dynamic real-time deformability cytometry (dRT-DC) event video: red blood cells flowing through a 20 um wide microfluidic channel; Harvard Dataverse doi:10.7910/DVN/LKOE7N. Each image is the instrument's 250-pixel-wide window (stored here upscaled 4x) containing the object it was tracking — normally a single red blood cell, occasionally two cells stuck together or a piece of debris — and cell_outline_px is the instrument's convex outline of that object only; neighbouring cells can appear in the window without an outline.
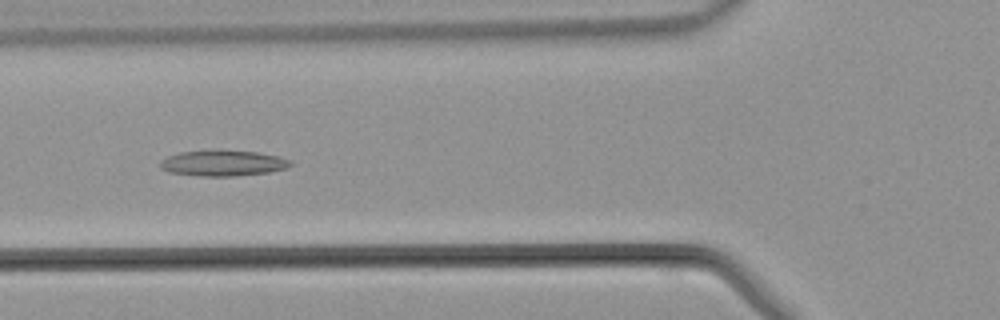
{"species": "common noctule bat (a hibernating species)", "species_latin": "Nyctalus noctula", "temperature_condition": "warm", "stored_images_in_passage": 36, "camera_frame_rate_fps": 3000, "um_per_image_px": 0.085, "animal": {"sex": "male", "body_mass_g": 21.5, "forearm_length_mm": 52.0}, "frame": {"image": 1, "passage_image": 7, "time_ms": 2.0, "image_size_px": [1000, 320], "cell_outline_px": [[292, 164], [288, 168], [268, 172], [236, 176], [200, 176], [168, 172], [160, 168], [160, 160], [168, 156], [180, 152], [216, 148], [220, 148], [256, 152], [280, 156], [292, 160]], "centroid_in_image_um": [18.95, 13.84], "position_along_channel_um": 106.8, "area_um2": 20.23}}
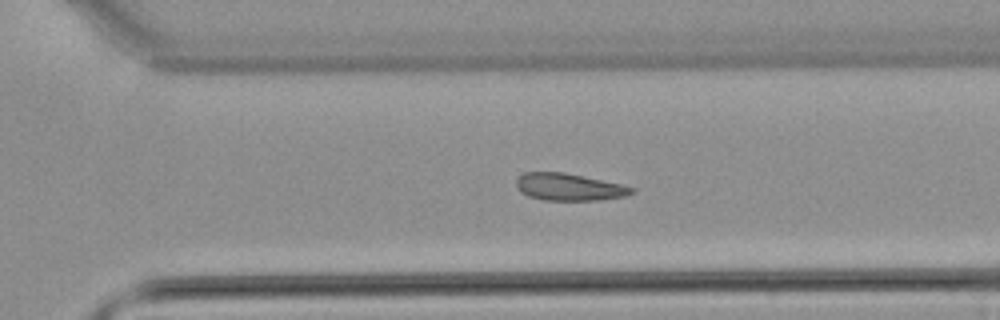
{"frame": {"image": 2, "passage_image": 21, "time_ms": 6.667, "image_size_px": [1000, 320], "cell_outline_px": [[636, 192], [624, 196], [600, 200], [544, 200], [528, 196], [520, 192], [516, 184], [516, 180], [524, 172], [564, 172], [584, 176], [620, 184], [636, 188]], "centroid_in_image_um": [48.37, 15.89], "position_along_channel_um": 322.2, "area_um2": 18.26}}
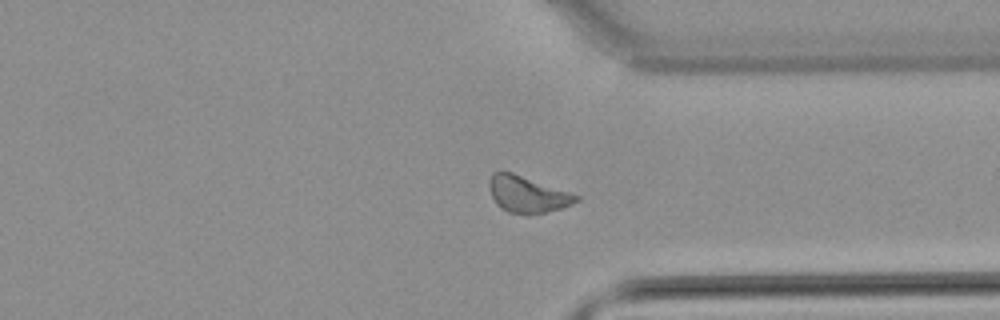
{"frame": {"image": 3, "passage_image": 24, "time_ms": 7.667, "image_size_px": [1000, 320], "cell_outline_px": [[580, 200], [572, 204], [560, 208], [528, 216], [524, 216], [508, 212], [500, 208], [496, 204], [488, 188], [488, 180], [492, 172], [500, 168], [512, 172], [580, 196]], "centroid_in_image_um": [44.75, 16.51], "position_along_channel_um": 366.7, "area_um2": 18.9}}